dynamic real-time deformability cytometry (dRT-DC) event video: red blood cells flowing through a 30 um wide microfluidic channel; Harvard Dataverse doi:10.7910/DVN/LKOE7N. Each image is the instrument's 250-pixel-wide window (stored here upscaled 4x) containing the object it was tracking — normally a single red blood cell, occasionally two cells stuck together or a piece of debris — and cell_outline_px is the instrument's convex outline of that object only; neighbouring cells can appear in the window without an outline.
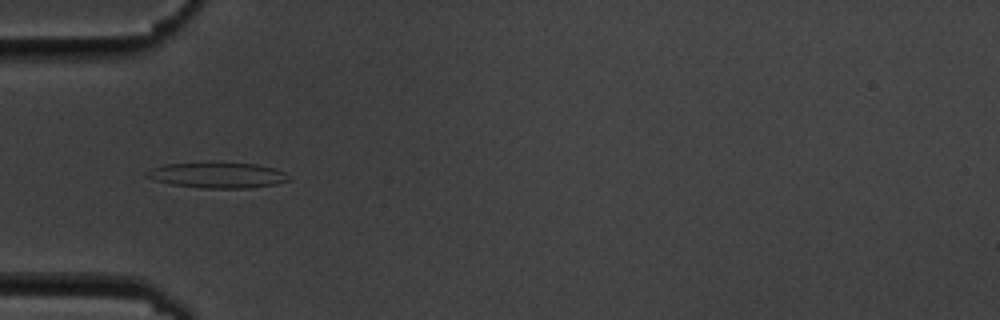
{"species": "common noctule bat (a hibernating species)", "species_latin": "Nyctalus noctula", "temperature_condition": "cold", "stored_images_in_passage": 6, "camera_frame_rate_fps": 3000, "um_per_image_px": 0.085, "animal": {"sex": "male", "body_mass_g": 19.5, "forearm_length_mm": 54.6}, "frame": {"image": 1, "passage_image": 1, "time_ms": 0.0, "image_size_px": [1000, 320], "cell_outline_px": [[292, 180], [276, 184], [248, 188], [200, 188], [172, 184], [156, 180], [144, 176], [144, 172], [152, 168], [164, 164], [208, 160], [256, 164], [272, 168], [284, 172]], "centroid_in_image_um": [18.45, 14.85], "position_along_channel_um": 66.6, "area_um2": 21.96}}
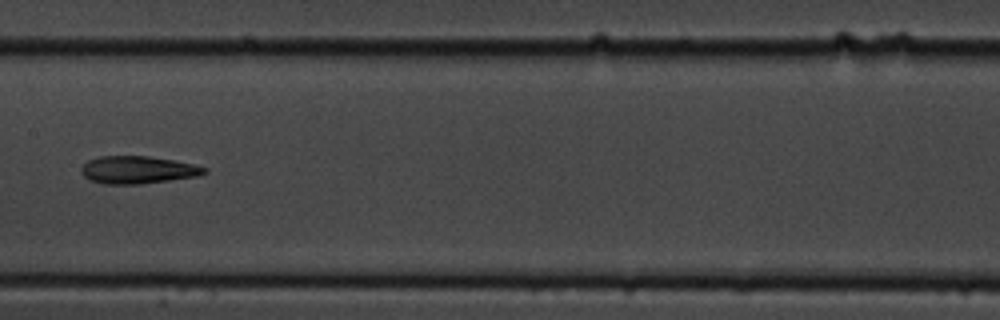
{"frame": {"image": 2, "passage_image": 4, "time_ms": 3.667, "image_size_px": [1000, 320], "cell_outline_px": [[208, 172], [196, 176], [140, 184], [104, 184], [88, 180], [80, 172], [80, 168], [88, 160], [100, 156], [148, 156], [172, 160], [192, 164], [208, 168]], "centroid_in_image_um": [11.66, 14.44], "position_along_channel_um": 195.7, "area_um2": 19.71}}
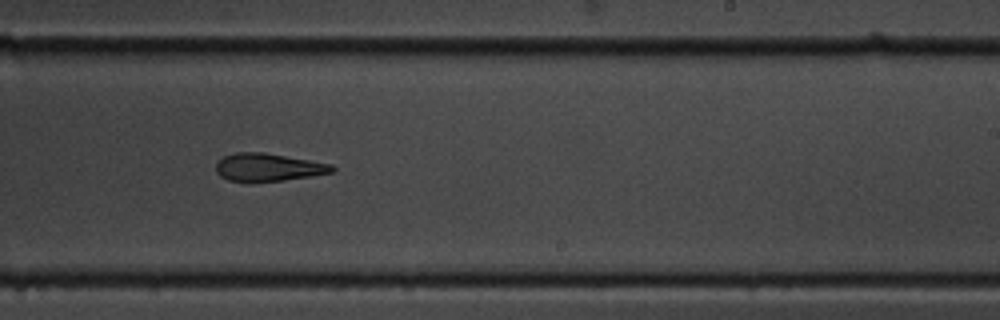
{"frame": {"image": 3, "passage_image": 6, "time_ms": 5.667, "image_size_px": [1000, 320], "cell_outline_px": [[336, 168], [332, 172], [284, 180], [248, 184], [228, 180], [220, 176], [216, 172], [216, 160], [224, 156], [236, 152], [264, 152], [332, 164]], "centroid_in_image_um": [22.72, 14.24], "position_along_channel_um": 266.3, "area_um2": 19.25}}